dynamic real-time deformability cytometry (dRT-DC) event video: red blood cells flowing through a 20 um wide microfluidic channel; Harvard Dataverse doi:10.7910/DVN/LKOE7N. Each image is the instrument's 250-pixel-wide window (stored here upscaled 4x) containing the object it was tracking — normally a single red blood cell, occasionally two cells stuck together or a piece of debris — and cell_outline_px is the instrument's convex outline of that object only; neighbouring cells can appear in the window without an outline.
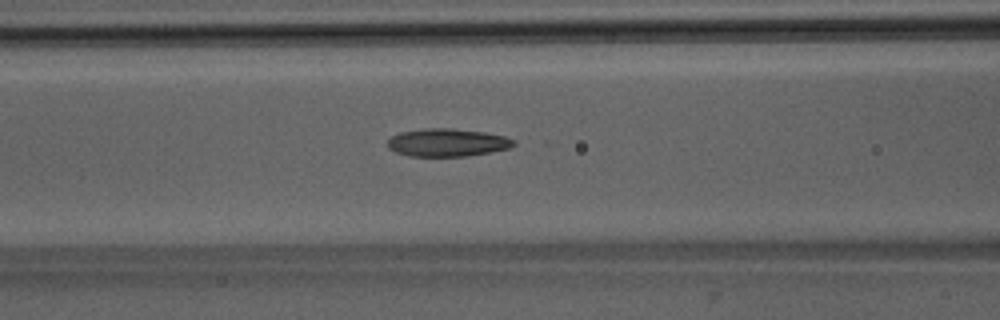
{"species": "Egyptian fruit bat (a non-hibernating species)", "species_latin": "Rousettus aegyptiacus", "temperature_condition": "room temperature", "stored_images_in_passage": 46, "camera_frame_rate_fps": 3000, "um_per_image_px": 0.085, "animal": {"sex": "male"}, "frame": {"image": 1, "passage_image": 16, "time_ms": 5.0, "image_size_px": [1000, 320], "cell_outline_px": [[516, 144], [508, 148], [488, 152], [464, 156], [408, 156], [396, 152], [388, 148], [388, 140], [392, 136], [400, 132], [424, 128], [452, 128], [484, 132], [504, 136], [516, 140]], "centroid_in_image_um": [38.0, 12.11], "position_along_channel_um": 128.6, "area_um2": 20.4}}
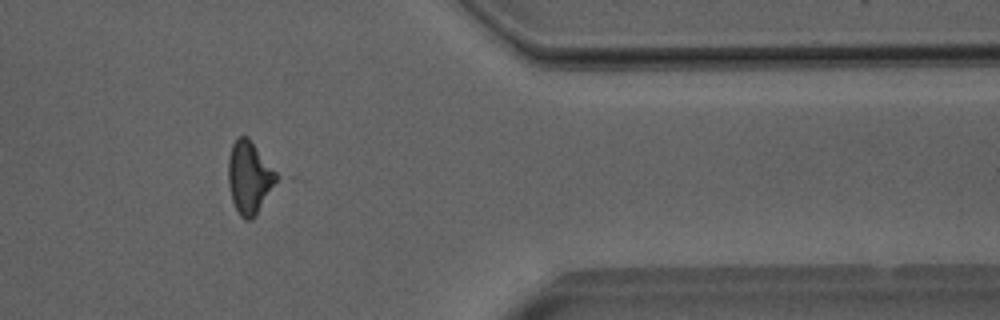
{"frame": {"image": 2, "passage_image": 37, "time_ms": 12.0, "image_size_px": [1000, 320], "cell_outline_px": [[284, 176], [256, 216], [252, 220], [244, 220], [240, 216], [232, 200], [228, 184], [228, 160], [232, 144], [240, 136], [248, 136]], "centroid_in_image_um": [21.3, 15.09], "position_along_channel_um": 390.1, "area_um2": 21.62}}
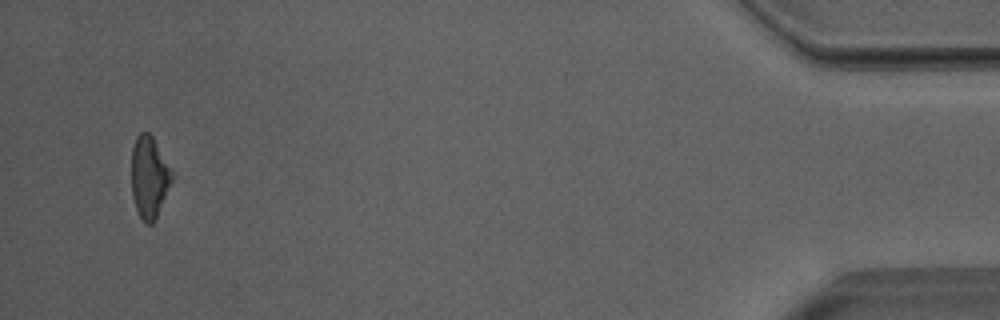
{"frame": {"image": 3, "passage_image": 44, "time_ms": 14.333, "image_size_px": [1000, 320], "cell_outline_px": [[172, 180], [156, 216], [152, 224], [144, 224], [136, 208], [132, 196], [132, 148], [136, 136], [140, 132], [148, 132], [152, 136], [172, 172]], "centroid_in_image_um": [12.66, 15.05], "position_along_channel_um": 422.5, "area_um2": 18.79}, "authors_computed_cell_mechanics": {"area_um2": 20.23, "velocity_mm_per_s": 4.0184, "shape_relaxation_time_tau1_ms": null, "shape_relaxation_time_tau2_ms": 2.4717, "deformation_change_tau1": null, "deformation_change_tau2": 0.1157}}